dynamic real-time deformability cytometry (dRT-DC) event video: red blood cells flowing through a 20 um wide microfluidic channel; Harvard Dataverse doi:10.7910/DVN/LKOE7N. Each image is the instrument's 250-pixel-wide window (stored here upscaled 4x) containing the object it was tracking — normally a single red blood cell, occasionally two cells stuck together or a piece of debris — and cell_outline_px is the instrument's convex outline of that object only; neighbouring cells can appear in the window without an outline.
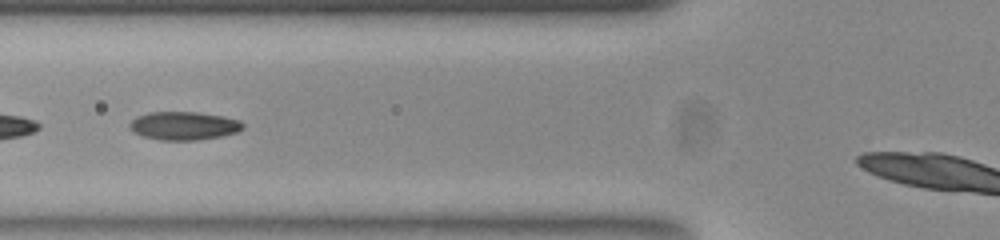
{"species": "common noctule bat (a hibernating species)", "species_latin": "Nyctalus noctula", "temperature_condition": "room temperature", "stored_images_in_passage": 16, "camera_frame_rate_fps": 3000, "um_per_image_px": 0.085, "animal": {"sex": "female", "body_mass_g": 23.0, "forearm_length_mm": 53.4}, "frame": {"image": 1, "passage_image": 10, "time_ms": 3.0, "image_size_px": [1000, 240], "cell_outline_px": [[244, 128], [236, 132], [220, 136], [196, 140], [160, 140], [144, 136], [132, 132], [128, 128], [128, 124], [136, 116], [148, 112], [196, 112], [224, 116], [240, 120], [244, 124]], "centroid_in_image_um": [15.6, 10.68], "position_along_channel_um": 110.2, "area_um2": 18.79}}